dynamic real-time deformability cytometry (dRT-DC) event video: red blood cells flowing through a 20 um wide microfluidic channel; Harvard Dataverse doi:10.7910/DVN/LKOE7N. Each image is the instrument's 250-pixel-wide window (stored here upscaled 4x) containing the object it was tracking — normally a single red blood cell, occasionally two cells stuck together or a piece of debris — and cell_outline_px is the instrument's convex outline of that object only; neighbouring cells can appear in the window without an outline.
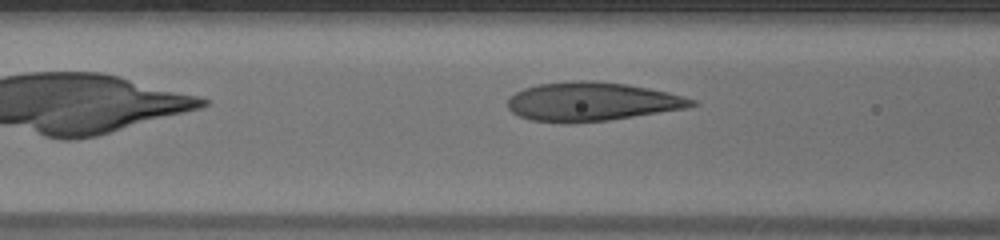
{"species": "human", "species_latin": "Homo sapiens", "temperature_condition": "warm", "stored_images_in_passage": 9, "camera_frame_rate_fps": 3000, "um_per_image_px": 0.085, "donor": {"sex": "male"}, "frame": {"image": 1, "passage_image": 7, "time_ms": 2.0, "image_size_px": [1000, 240], "cell_outline_px": [[700, 104], [684, 108], [608, 120], [568, 124], [532, 120], [520, 116], [512, 112], [508, 108], [508, 96], [524, 88], [540, 84], [572, 80], [592, 80], [624, 84], [648, 88], [668, 92], [696, 100]], "centroid_in_image_um": [50.26, 8.64], "position_along_channel_um": 116.3, "area_um2": 41.5}}